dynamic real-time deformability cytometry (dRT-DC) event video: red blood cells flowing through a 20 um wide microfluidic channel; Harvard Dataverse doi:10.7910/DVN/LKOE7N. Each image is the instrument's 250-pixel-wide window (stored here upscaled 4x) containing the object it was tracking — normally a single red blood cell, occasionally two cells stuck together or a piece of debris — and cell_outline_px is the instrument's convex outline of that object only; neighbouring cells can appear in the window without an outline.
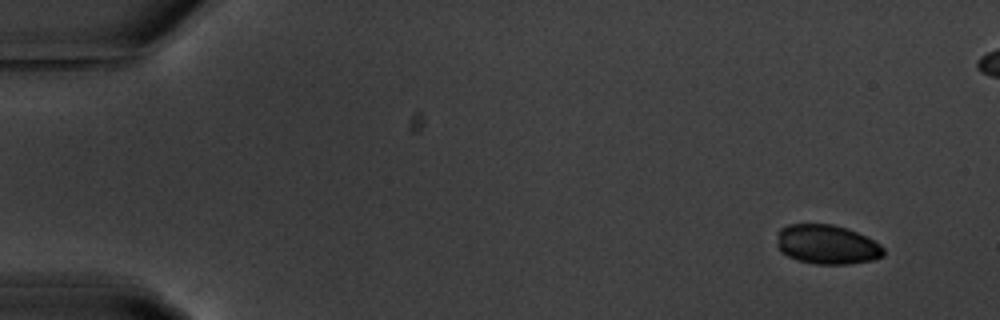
{"species": "common noctule bat (a hibernating species)", "species_latin": "Nyctalus noctula", "temperature_condition": "warm", "stored_images_in_passage": 6, "camera_frame_rate_fps": 3000, "um_per_image_px": 0.085, "animal": {"sex": "male", "body_mass_g": 20.1, "forearm_length_mm": 53.5}, "frame": {"image": 1, "passage_image": 1, "time_ms": 0.0, "image_size_px": [1000, 320], "cell_outline_px": [[884, 256], [872, 260], [848, 264], [816, 264], [800, 260], [788, 256], [780, 252], [776, 244], [780, 228], [788, 224], [832, 224], [856, 232], [880, 244], [884, 248]], "centroid_in_image_um": [70.27, 20.78], "position_along_channel_um": 14.7, "area_um2": 24.33}}
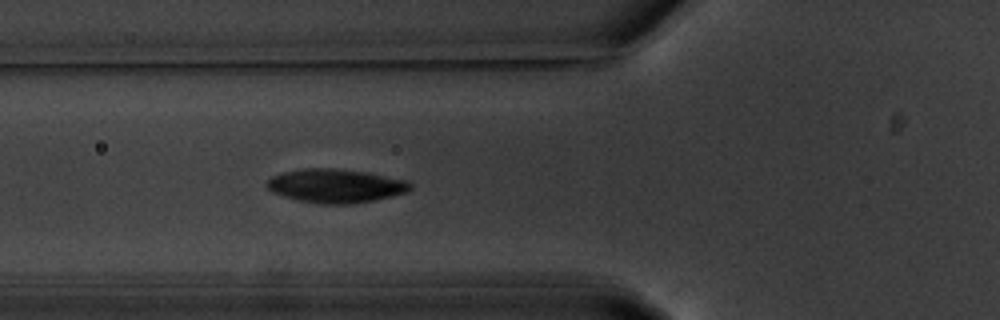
{"frame": {"image": 2, "passage_image": 6, "time_ms": 5.667, "image_size_px": [1000, 320], "cell_outline_px": [[412, 188], [408, 192], [392, 196], [352, 204], [320, 204], [296, 200], [272, 192], [268, 188], [268, 180], [272, 176], [284, 172], [304, 168], [336, 168], [368, 172], [408, 180], [412, 184]], "centroid_in_image_um": [28.57, 15.79], "position_along_channel_um": 97.2, "area_um2": 28.32}}